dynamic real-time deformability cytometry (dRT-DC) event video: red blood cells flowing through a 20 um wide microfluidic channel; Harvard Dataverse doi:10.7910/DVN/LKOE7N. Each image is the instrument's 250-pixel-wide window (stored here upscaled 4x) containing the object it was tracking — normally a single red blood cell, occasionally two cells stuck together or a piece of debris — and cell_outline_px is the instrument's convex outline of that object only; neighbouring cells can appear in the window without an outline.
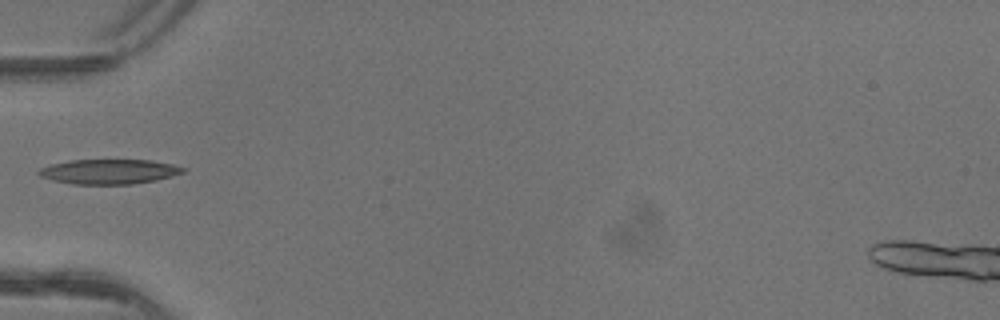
{"species": "common noctule bat (a hibernating species)", "species_latin": "Nyctalus noctula", "temperature_condition": "warm", "stored_images_in_passage": 4, "camera_frame_rate_fps": 3000, "um_per_image_px": 0.085, "animal": {"sex": "female"}, "frame": {"image": 1, "passage_image": 4, "time_ms": 1.0, "image_size_px": [1000, 320], "cell_outline_px": [[184, 172], [172, 176], [156, 180], [132, 184], [72, 184], [40, 176], [36, 172], [40, 168], [52, 164], [68, 160], [152, 160], [172, 164], [184, 168]], "centroid_in_image_um": [9.27, 14.58], "position_along_channel_um": 75.7, "area_um2": 20.69}}